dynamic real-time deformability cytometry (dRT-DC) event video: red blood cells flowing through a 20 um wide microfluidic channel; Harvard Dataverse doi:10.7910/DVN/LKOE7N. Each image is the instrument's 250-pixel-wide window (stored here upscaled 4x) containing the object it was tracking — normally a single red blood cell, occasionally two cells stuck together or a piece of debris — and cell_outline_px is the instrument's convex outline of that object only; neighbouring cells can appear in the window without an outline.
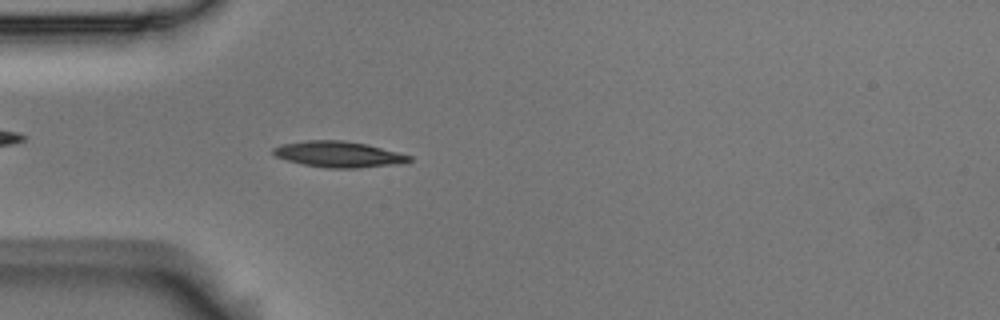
{"species": "Egyptian fruit bat (a non-hibernating species)", "species_latin": "Rousettus aegyptiacus", "temperature_condition": "room temperature", "stored_images_in_passage": 4, "camera_frame_rate_fps": 3000, "um_per_image_px": 0.085, "animal": {"sex": "male"}, "frame": {"image": 1, "passage_image": 4, "time_ms": 1.0, "image_size_px": [1000, 320], "cell_outline_px": [[412, 160], [400, 164], [360, 168], [328, 168], [304, 164], [288, 160], [276, 156], [272, 152], [272, 148], [280, 144], [308, 140], [344, 140], [368, 144], [412, 156]], "centroid_in_image_um": [28.8, 13.11], "position_along_channel_um": 56.2, "area_um2": 20.63}}